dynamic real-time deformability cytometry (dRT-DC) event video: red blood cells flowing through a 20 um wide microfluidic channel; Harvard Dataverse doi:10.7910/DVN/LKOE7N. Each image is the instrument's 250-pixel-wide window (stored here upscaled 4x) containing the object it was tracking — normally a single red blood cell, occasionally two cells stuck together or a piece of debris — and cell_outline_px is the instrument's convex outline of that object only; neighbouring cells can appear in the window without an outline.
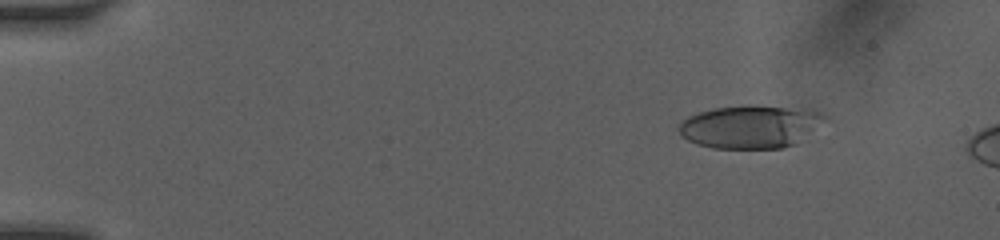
{"species": "human", "species_latin": "Homo sapiens", "temperature_condition": "room temperature", "stored_images_in_passage": 21, "camera_frame_rate_fps": 3000, "um_per_image_px": 0.085, "donor": {"sex": "female"}, "frame": {"image": 1, "passage_image": 12, "time_ms": 2.0, "image_size_px": [1000, 240], "cell_outline_px": [[828, 116], [792, 144], [784, 148], [712, 148], [696, 144], [680, 136], [676, 128], [688, 116], [700, 112], [716, 108], [744, 104], [748, 104], [784, 108], [816, 112]], "centroid_in_image_um": [63.61, 10.77], "position_along_channel_um": 21.4, "area_um2": 35.6}}